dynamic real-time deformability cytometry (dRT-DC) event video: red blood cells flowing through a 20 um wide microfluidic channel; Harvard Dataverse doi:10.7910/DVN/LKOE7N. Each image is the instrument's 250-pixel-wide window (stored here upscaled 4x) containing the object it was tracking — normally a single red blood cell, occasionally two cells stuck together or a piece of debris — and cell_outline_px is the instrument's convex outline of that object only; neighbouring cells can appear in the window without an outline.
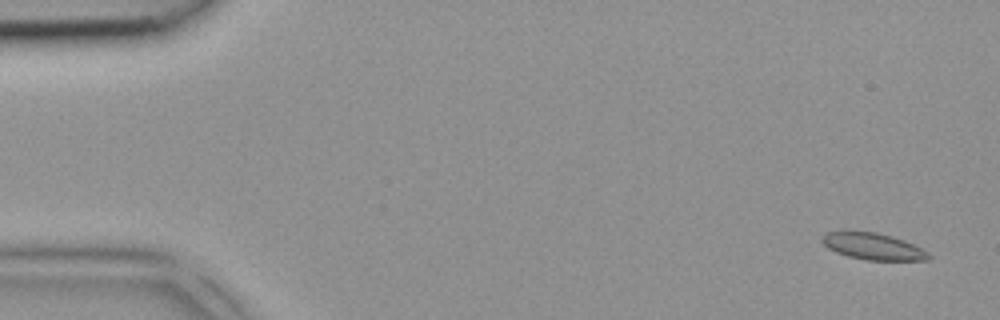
{"species": "common noctule bat (a hibernating species)", "species_latin": "Nyctalus noctula", "temperature_condition": "room temperature", "stored_images_in_passage": 5, "segment_of_instrument_passage": [1, 2], "camera_frame_rate_fps": 3000, "um_per_image_px": 0.085, "animal": {"sex": "female", "body_mass_g": 18.4}, "frame": {"image": 1, "passage_image": 1, "time_ms": 0.0, "image_size_px": [1000, 320], "cell_outline_px": [[932, 256], [928, 260], [868, 260], [848, 256], [836, 252], [828, 248], [820, 240], [828, 232], [844, 228], [876, 232], [892, 236], [912, 244], [928, 252]], "centroid_in_image_um": [74.14, 20.9], "position_along_channel_um": 10.9, "area_um2": 16.88}}